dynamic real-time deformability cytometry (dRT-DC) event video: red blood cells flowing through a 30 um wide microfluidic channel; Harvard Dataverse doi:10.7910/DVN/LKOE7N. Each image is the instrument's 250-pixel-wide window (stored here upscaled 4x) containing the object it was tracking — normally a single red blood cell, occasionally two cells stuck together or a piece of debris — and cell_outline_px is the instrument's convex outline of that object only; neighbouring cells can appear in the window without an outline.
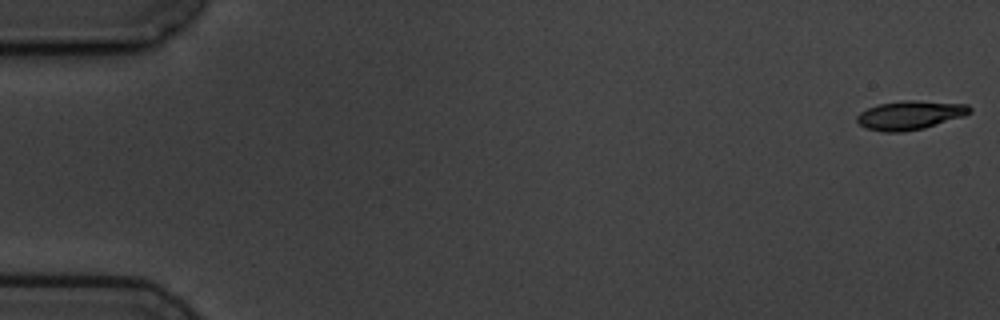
{"species": "common noctule bat (a hibernating species)", "species_latin": "Nyctalus noctula", "temperature_condition": "cold", "stored_images_in_passage": 15, "camera_frame_rate_fps": 3000, "um_per_image_px": 0.085, "animal": {"sex": "male", "body_mass_g": 19.5, "forearm_length_mm": 54.6}, "frame": {"image": 1, "passage_image": 1, "time_ms": 0.0, "image_size_px": [1000, 320], "cell_outline_px": [[972, 112], [964, 116], [924, 128], [904, 132], [884, 132], [864, 128], [856, 120], [856, 116], [860, 112], [868, 108], [880, 104], [900, 100], [916, 100], [968, 104], [972, 108]], "centroid_in_image_um": [77.36, 9.78], "position_along_channel_um": 7.6, "area_um2": 19.13}}
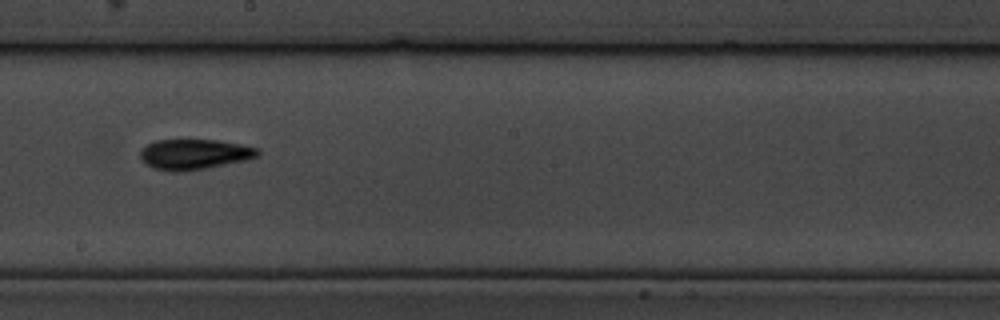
{"frame": {"image": 2, "passage_image": 9, "time_ms": 10.333, "image_size_px": [1000, 320], "cell_outline_px": [[260, 152], [256, 156], [244, 160], [204, 168], [180, 172], [172, 172], [152, 168], [140, 156], [140, 152], [148, 144], [156, 140], [216, 140], [240, 144], [260, 148]], "centroid_in_image_um": [16.51, 13.11], "position_along_channel_um": 231.7, "area_um2": 20.4}}
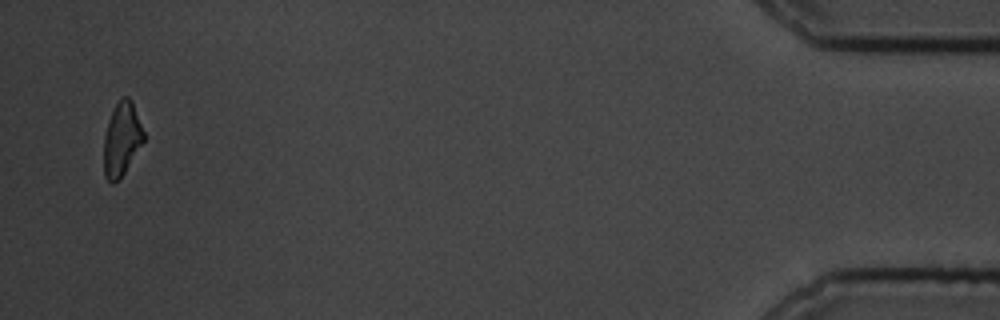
{"frame": {"image": 3, "passage_image": 15, "time_ms": 18.0, "image_size_px": [1000, 320], "cell_outline_px": [[144, 140], [124, 172], [112, 184], [104, 176], [104, 136], [108, 120], [120, 96], [128, 96], [132, 100], [144, 132]], "centroid_in_image_um": [10.34, 11.78], "position_along_channel_um": 424.9, "area_um2": 16.88}, "authors_computed_cell_mechanics": {"area_um2": 19.1318, "velocity_mm_per_s": 3.5787, "shape_relaxation_time_tau1_ms": 2.012, "shape_relaxation_time_tau2_ms": 2.5157, "deformation_change_tau1": 0.1063, "deformation_change_tau2": 0.09}}